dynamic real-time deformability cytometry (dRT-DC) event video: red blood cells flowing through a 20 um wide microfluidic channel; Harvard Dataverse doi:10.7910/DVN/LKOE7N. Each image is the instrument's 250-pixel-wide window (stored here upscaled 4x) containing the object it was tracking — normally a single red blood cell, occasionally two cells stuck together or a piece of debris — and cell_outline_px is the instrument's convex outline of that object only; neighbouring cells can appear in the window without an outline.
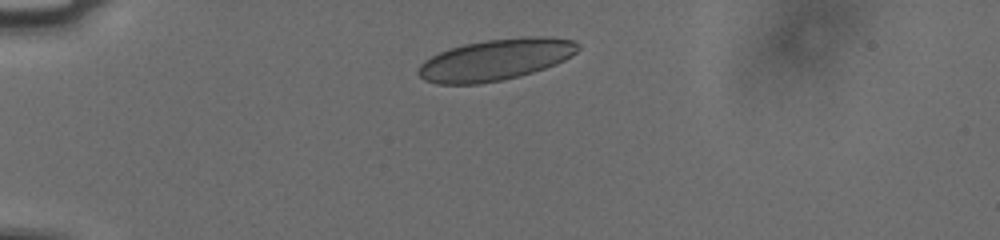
{"species": "human", "species_latin": "Homo sapiens", "temperature_condition": "cold", "stored_images_in_passage": 38, "camera_frame_rate_fps": 3000, "um_per_image_px": 0.085, "donor": {"sex": "male"}, "frame": {"image": 1, "passage_image": 1, "time_ms": 0.0, "image_size_px": [1000, 240], "cell_outline_px": [[580, 48], [572, 56], [556, 64], [532, 72], [500, 80], [480, 84], [436, 84], [424, 80], [416, 72], [420, 64], [424, 60], [440, 52], [464, 44], [488, 40], [528, 36], [548, 36], [576, 40], [580, 44]], "centroid_in_image_um": [42.15, 5.07], "position_along_channel_um": 42.9, "area_um2": 38.44}}
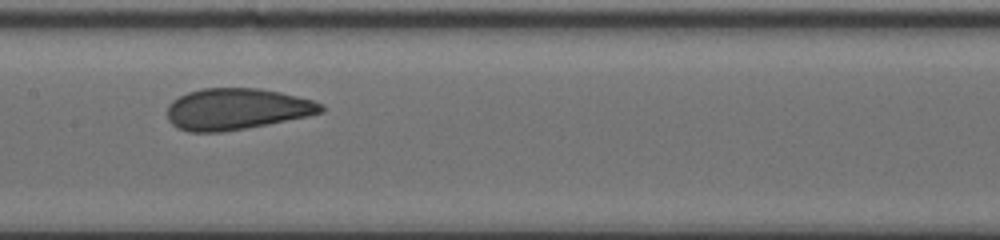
{"frame": {"image": 2, "passage_image": 16, "time_ms": 5.0, "image_size_px": [1000, 240], "cell_outline_px": [[324, 112], [308, 116], [244, 128], [220, 132], [188, 132], [176, 128], [168, 120], [168, 104], [172, 100], [188, 92], [204, 88], [260, 88], [280, 92], [312, 100], [324, 104]], "centroid_in_image_um": [20.1, 9.26], "position_along_channel_um": 187.3, "area_um2": 36.99}}
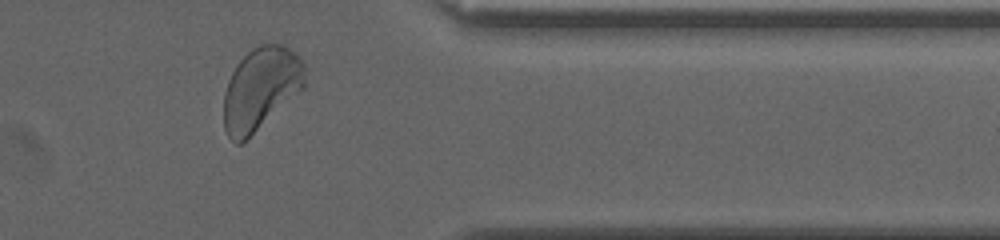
{"frame": {"image": 3, "passage_image": 33, "time_ms": 10.667, "image_size_px": [1000, 240], "cell_outline_px": [[304, 88], [240, 144], [236, 144], [228, 136], [224, 128], [224, 92], [228, 80], [236, 64], [252, 48], [260, 44], [284, 44], [300, 56], [304, 64]], "centroid_in_image_um": [22.16, 7.5], "position_along_channel_um": 389.2, "area_um2": 38.78}, "authors_computed_cell_mechanics": {"area_um2": 37.4255, "velocity_mm_per_s": 3.7424, "shape_relaxation_time_tau1_ms": 3.6806, "shape_relaxation_time_tau2_ms": null, "deformation_change_tau1": 0.1075, "deformation_change_tau2": null}}